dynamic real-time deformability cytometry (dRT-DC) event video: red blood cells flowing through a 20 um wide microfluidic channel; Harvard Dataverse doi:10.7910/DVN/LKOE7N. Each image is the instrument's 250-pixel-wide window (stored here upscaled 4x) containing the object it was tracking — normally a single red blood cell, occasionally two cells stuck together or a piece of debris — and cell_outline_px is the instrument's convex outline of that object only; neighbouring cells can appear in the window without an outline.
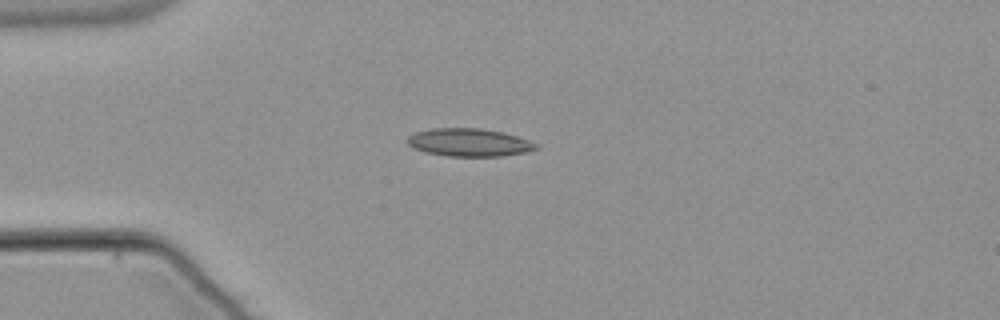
{"species": "common noctule bat (a hibernating species)", "species_latin": "Nyctalus noctula", "temperature_condition": "warm", "stored_images_in_passage": 40, "camera_frame_rate_fps": 3000, "um_per_image_px": 0.085, "animal": {"sex": "male", "body_mass_g": 21.5, "forearm_length_mm": 52.0}, "frame": {"image": 1, "passage_image": 1, "time_ms": 0.0, "image_size_px": [1000, 320], "cell_outline_px": [[540, 148], [524, 152], [500, 156], [448, 156], [424, 152], [412, 148], [408, 144], [408, 136], [416, 132], [432, 128], [480, 128], [500, 132], [516, 136], [540, 144]], "centroid_in_image_um": [39.87, 12.11], "position_along_channel_um": 45.1, "area_um2": 20.87}}
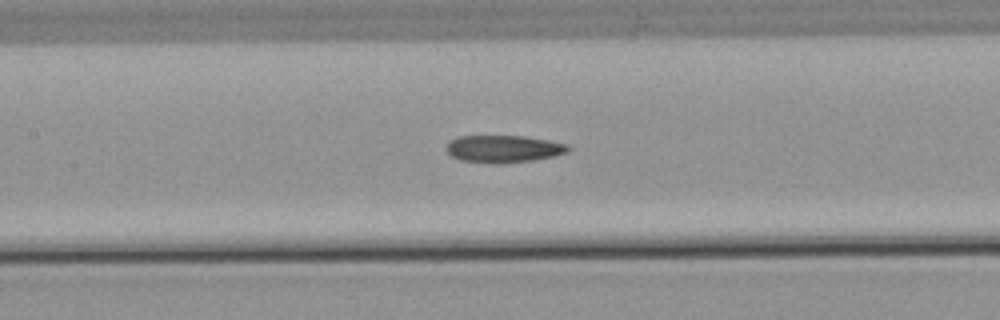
{"frame": {"image": 2, "passage_image": 12, "time_ms": 3.667, "image_size_px": [1000, 320], "cell_outline_px": [[572, 148], [568, 152], [556, 156], [532, 160], [500, 164], [492, 164], [460, 160], [452, 156], [444, 148], [452, 140], [460, 136], [524, 136], [548, 140], [568, 144]], "centroid_in_image_um": [42.84, 12.66], "position_along_channel_um": 164.6, "area_um2": 19.54}}
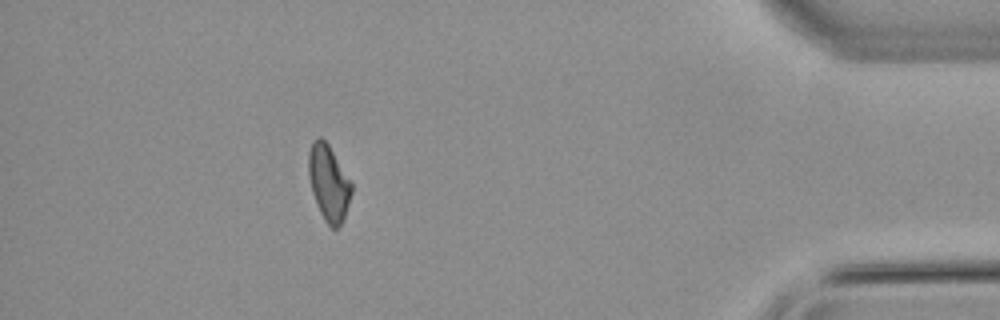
{"frame": {"image": 3, "passage_image": 35, "time_ms": 11.333, "image_size_px": [1000, 320], "cell_outline_px": [[352, 192], [344, 220], [336, 228], [332, 228], [324, 220], [316, 204], [312, 192], [308, 176], [308, 152], [316, 136], [320, 136], [328, 144], [352, 180]], "centroid_in_image_um": [27.94, 15.53], "position_along_channel_um": 407.3, "area_um2": 19.25}, "authors_computed_cell_mechanics": {"area_um2": 19.5364, "velocity_mm_per_s": 3.8206, "shape_relaxation_time_tau1_ms": null, "shape_relaxation_time_tau2_ms": 5.3293, "deformation_change_tau1": null, "deformation_change_tau2": 0.1462}}